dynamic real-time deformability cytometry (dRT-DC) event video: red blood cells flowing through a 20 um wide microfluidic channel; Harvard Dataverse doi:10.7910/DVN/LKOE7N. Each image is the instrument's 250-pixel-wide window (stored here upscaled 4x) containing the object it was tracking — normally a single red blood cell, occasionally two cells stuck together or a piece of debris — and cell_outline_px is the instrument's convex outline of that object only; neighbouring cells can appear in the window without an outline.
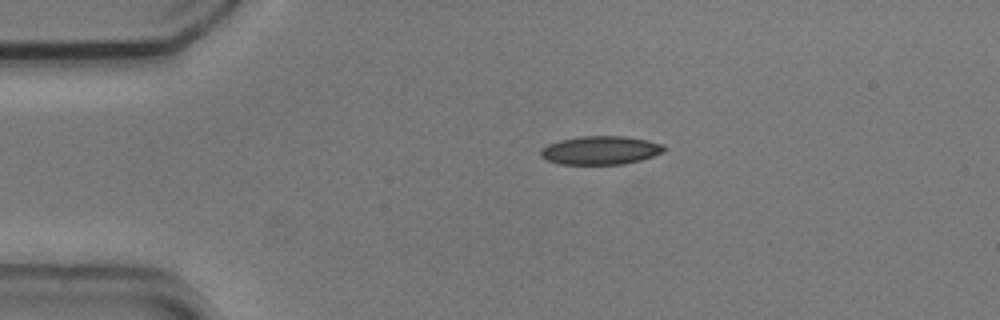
{"species": "common noctule bat (a hibernating species)", "species_latin": "Nyctalus noctula", "temperature_condition": "cold", "stored_images_in_passage": 2, "camera_frame_rate_fps": 3000, "um_per_image_px": 0.085, "animal": {"sex": "male", "body_mass_g": 20.5, "forearm_length_mm": 52.5}, "frame": {"image": 1, "passage_image": 1, "time_ms": 0.0, "image_size_px": [1000, 320], "cell_outline_px": [[668, 148], [664, 152], [640, 160], [624, 164], [560, 164], [548, 160], [540, 156], [540, 148], [548, 144], [560, 140], [580, 136], [624, 136], [648, 140], [664, 144]], "centroid_in_image_um": [51.07, 12.77], "position_along_channel_um": 33.9, "area_um2": 20.63}}